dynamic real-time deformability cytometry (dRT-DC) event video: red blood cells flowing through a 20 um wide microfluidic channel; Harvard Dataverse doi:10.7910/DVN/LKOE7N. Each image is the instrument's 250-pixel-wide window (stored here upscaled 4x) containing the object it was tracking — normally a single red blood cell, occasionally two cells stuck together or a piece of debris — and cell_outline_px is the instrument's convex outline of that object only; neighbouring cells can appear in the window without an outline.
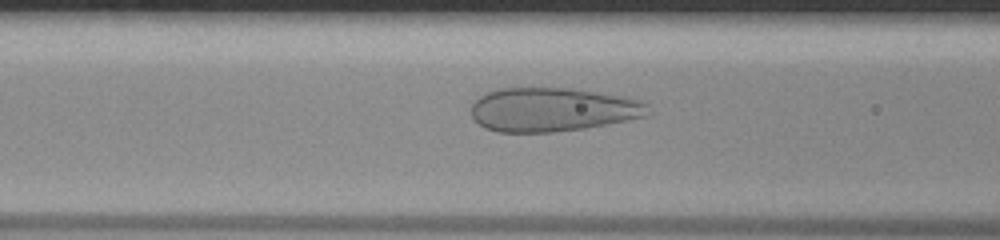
{"species": "human", "species_latin": "Homo sapiens", "temperature_condition": "room temperature", "stored_images_in_passage": 50, "camera_frame_rate_fps": 3000, "um_per_image_px": 0.085, "donor": {"sex": "male"}, "frame": {"image": 1, "passage_image": 21, "time_ms": 6.667, "image_size_px": [1000, 240], "cell_outline_px": [[652, 112], [648, 116], [628, 120], [584, 128], [552, 132], [496, 132], [484, 128], [472, 116], [472, 104], [480, 96], [488, 92], [500, 88], [572, 88], [624, 96], [640, 100], [648, 104]], "centroid_in_image_um": [47.01, 9.31], "position_along_channel_um": 119.6, "area_um2": 45.37}}
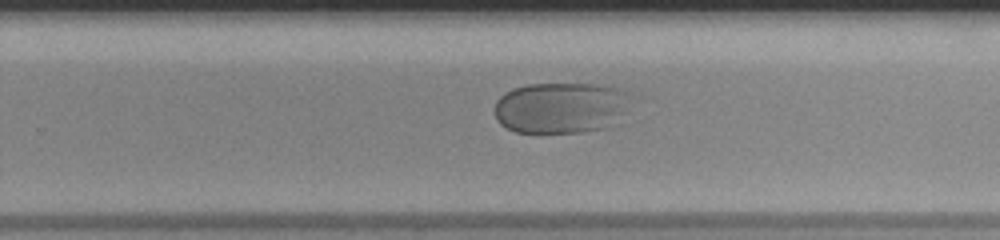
{"frame": {"image": 2, "passage_image": 33, "time_ms": 10.667, "image_size_px": [1000, 240], "cell_outline_px": [[624, 92], [620, 112], [608, 128], [580, 132], [516, 132], [500, 124], [496, 120], [496, 100], [504, 92], [512, 88], [528, 84], [596, 84], [620, 88]], "centroid_in_image_um": [47.51, 9.15], "position_along_channel_um": 282.3, "area_um2": 39.54}}
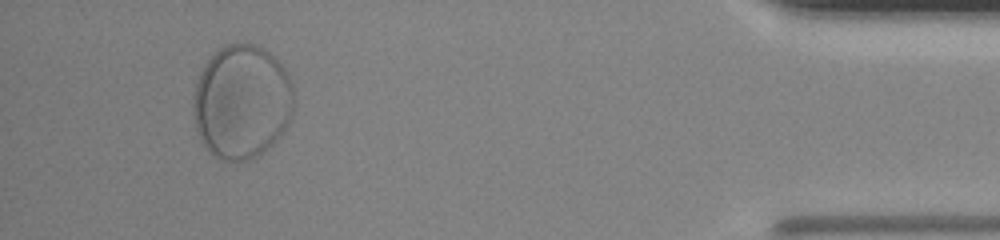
{"frame": {"image": 3, "passage_image": 47, "time_ms": 15.333, "image_size_px": [1000, 240], "cell_outline_px": [[292, 116], [288, 124], [280, 136], [264, 152], [248, 160], [220, 160], [200, 140], [196, 132], [192, 116], [192, 96], [200, 72], [204, 64], [224, 44], [260, 44], [284, 68], [292, 84]], "centroid_in_image_um": [20.52, 8.66], "position_along_channel_um": 414.7, "area_um2": 67.05}}